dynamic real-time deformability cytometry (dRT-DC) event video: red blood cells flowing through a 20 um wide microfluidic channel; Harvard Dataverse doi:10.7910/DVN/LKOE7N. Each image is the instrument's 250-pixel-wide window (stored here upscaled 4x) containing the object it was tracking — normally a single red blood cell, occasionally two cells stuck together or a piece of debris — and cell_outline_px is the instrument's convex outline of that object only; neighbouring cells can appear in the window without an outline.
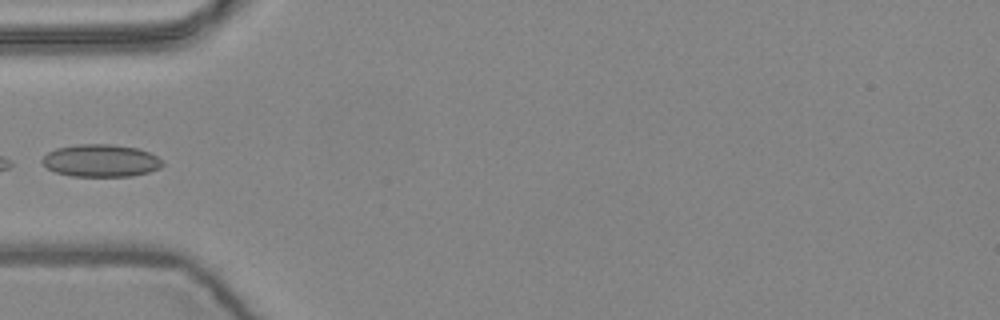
{"species": "common noctule bat (a hibernating species)", "species_latin": "Nyctalus noctula", "temperature_condition": "warm", "stored_images_in_passage": 5, "camera_frame_rate_fps": 3000, "um_per_image_px": 0.085, "animal": {"sex": "female", "body_mass_g": 24.6, "forearm_length_mm": 56.2}, "frame": {"image": 1, "passage_image": 5, "time_ms": 1.333, "image_size_px": [1000, 320], "cell_outline_px": [[164, 164], [160, 168], [148, 172], [132, 176], [72, 176], [56, 172], [48, 168], [40, 160], [48, 152], [56, 148], [76, 144], [112, 144], [136, 148], [148, 152], [164, 160]], "centroid_in_image_um": [8.58, 13.65], "position_along_channel_um": 76.4, "area_um2": 22.77}}